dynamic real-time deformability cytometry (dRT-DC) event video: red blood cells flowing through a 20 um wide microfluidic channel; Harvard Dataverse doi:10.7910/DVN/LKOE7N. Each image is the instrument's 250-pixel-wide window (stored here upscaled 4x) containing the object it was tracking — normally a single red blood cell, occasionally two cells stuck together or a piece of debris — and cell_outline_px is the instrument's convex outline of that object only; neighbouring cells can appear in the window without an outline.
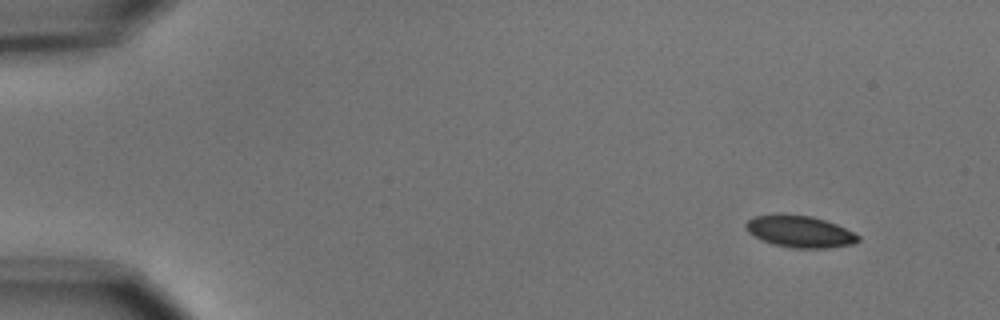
{"species": "common noctule bat (a hibernating species)", "species_latin": "Nyctalus noctula", "temperature_condition": "cold", "stored_images_in_passage": 5, "camera_frame_rate_fps": 3000, "um_per_image_px": 0.085, "animal": {"sex": "male", "body_mass_g": 15.6}, "frame": {"image": 1, "passage_image": 1, "time_ms": 0.0, "image_size_px": [1000, 320], "cell_outline_px": [[860, 240], [852, 244], [828, 248], [792, 248], [772, 244], [748, 232], [744, 224], [748, 220], [756, 216], [776, 212], [784, 212], [812, 216], [836, 224], [860, 236]], "centroid_in_image_um": [67.95, 19.65], "position_along_channel_um": 17.0, "area_um2": 21.04}}
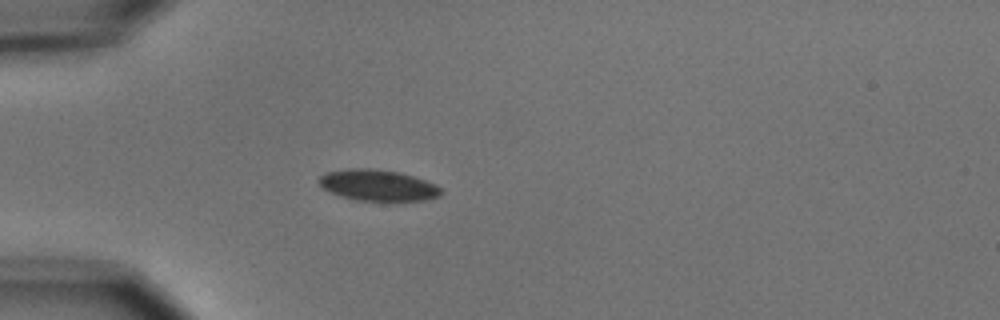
{"frame": {"image": 2, "passage_image": 4, "time_ms": 3.667, "image_size_px": [1000, 320], "cell_outline_px": [[444, 192], [440, 196], [424, 200], [356, 200], [332, 192], [324, 188], [316, 180], [324, 172], [348, 168], [372, 168], [396, 172], [412, 176], [436, 184]], "centroid_in_image_um": [32.11, 15.73], "position_along_channel_um": 52.9, "area_um2": 21.91}}